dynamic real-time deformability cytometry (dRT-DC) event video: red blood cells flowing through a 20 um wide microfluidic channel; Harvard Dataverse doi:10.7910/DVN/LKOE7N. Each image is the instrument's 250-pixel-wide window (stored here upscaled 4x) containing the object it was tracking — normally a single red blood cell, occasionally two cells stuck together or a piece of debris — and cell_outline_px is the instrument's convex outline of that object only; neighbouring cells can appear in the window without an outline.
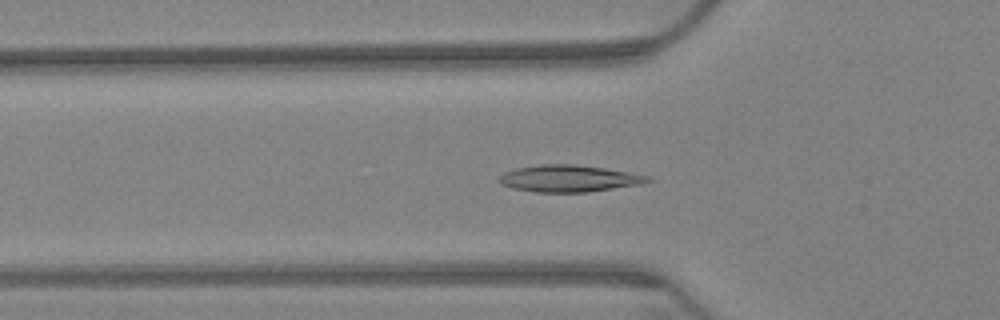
{"species": "Egyptian fruit bat (a non-hibernating species)", "species_latin": "Rousettus aegyptiacus", "temperature_condition": "warm", "stored_images_in_passage": 65, "camera_frame_rate_fps": 3000, "um_per_image_px": 0.085, "animal": {"sex": "female"}, "frame": {"image": 1, "passage_image": 22, "time_ms": 7.0, "image_size_px": [1000, 320], "cell_outline_px": [[652, 180], [640, 184], [588, 192], [536, 192], [512, 188], [500, 184], [496, 180], [504, 172], [516, 168], [540, 164], [576, 164], [604, 168], [628, 172], [648, 176]], "centroid_in_image_um": [48.3, 15.17], "position_along_channel_um": 77.5, "area_um2": 23.18}}
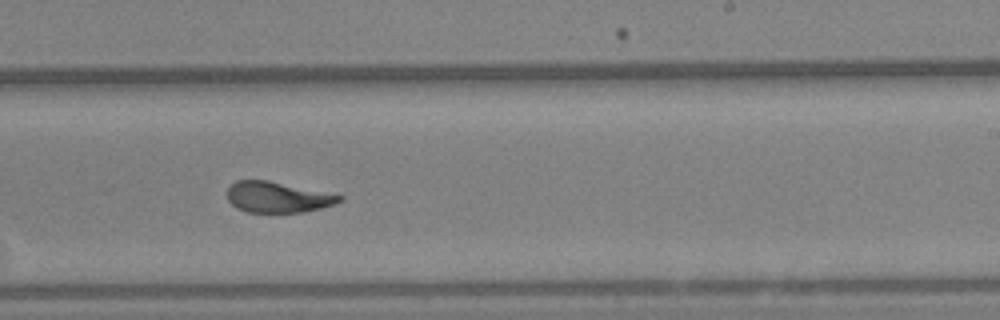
{"frame": {"image": 2, "passage_image": 40, "time_ms": 13.0, "image_size_px": [1000, 320], "cell_outline_px": [[344, 200], [320, 208], [300, 212], [248, 212], [236, 208], [228, 200], [228, 184], [236, 180], [268, 180], [344, 196]], "centroid_in_image_um": [23.55, 16.75], "position_along_channel_um": 265.4, "area_um2": 20.0}}
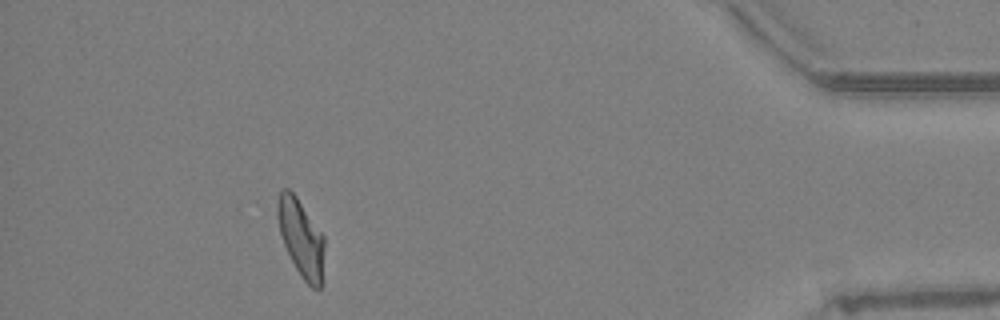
{"frame": {"image": 3, "passage_image": 59, "time_ms": 19.333, "image_size_px": [1000, 320], "cell_outline_px": [[324, 248], [320, 288], [312, 288], [304, 280], [296, 268], [284, 244], [280, 232], [276, 216], [276, 204], [280, 192], [284, 188], [288, 188], [296, 196], [324, 236]], "centroid_in_image_um": [25.57, 20.19], "position_along_channel_um": 409.6, "area_um2": 20.75}, "authors_computed_cell_mechanics": {"area_um2": 21.7906, "velocity_mm_per_s": 3.1431, "shape_relaxation_time_tau1_ms": 4.9018, "shape_relaxation_time_tau2_ms": 1.0928, "deformation_change_tau1": 0.1719, "deformation_change_tau2": 0.0662}}